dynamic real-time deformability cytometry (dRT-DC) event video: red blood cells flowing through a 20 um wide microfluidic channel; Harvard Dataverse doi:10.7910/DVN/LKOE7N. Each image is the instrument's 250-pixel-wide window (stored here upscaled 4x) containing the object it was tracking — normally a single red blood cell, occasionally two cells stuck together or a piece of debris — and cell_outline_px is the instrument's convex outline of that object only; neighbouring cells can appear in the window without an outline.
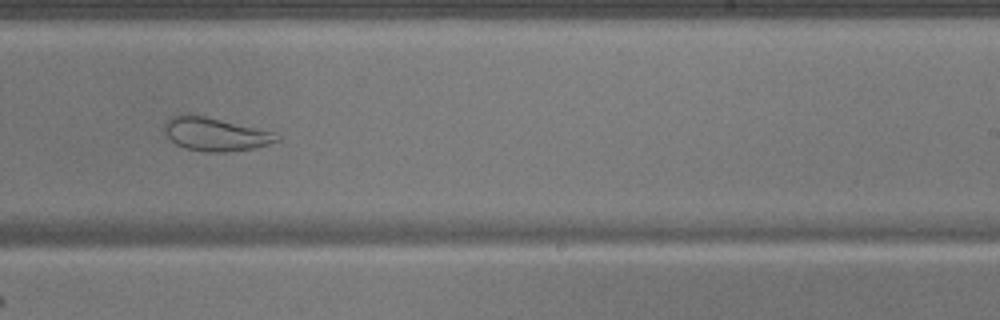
{"species": "common noctule bat (a hibernating species)", "species_latin": "Nyctalus noctula", "temperature_condition": "warm", "stored_images_in_passage": 50, "camera_frame_rate_fps": 3000, "um_per_image_px": 0.085, "animal": {"sex": "male", "body_mass_g": 17.9}, "frame": {"image": 1, "passage_image": 32, "time_ms": 10.333, "image_size_px": [1000, 320], "cell_outline_px": [[280, 140], [256, 148], [228, 152], [204, 152], [184, 148], [176, 144], [164, 136], [164, 120], [180, 112], [184, 112], [204, 116], [256, 128], [272, 132], [280, 136]], "centroid_in_image_um": [18.21, 11.4], "position_along_channel_um": 270.8, "area_um2": 22.2}}
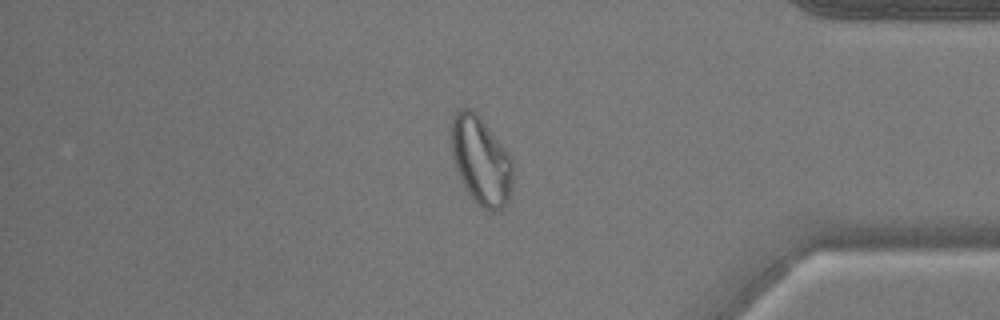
{"frame": {"image": 2, "passage_image": 43, "time_ms": 14.0, "image_size_px": [1000, 320], "cell_outline_px": [[512, 188], [508, 200], [496, 212], [488, 212], [468, 192], [456, 168], [452, 156], [452, 116], [460, 108], [472, 108], [480, 116], [508, 152], [512, 160]], "centroid_in_image_um": [40.89, 13.62], "position_along_channel_um": 394.3, "area_um2": 31.27}}
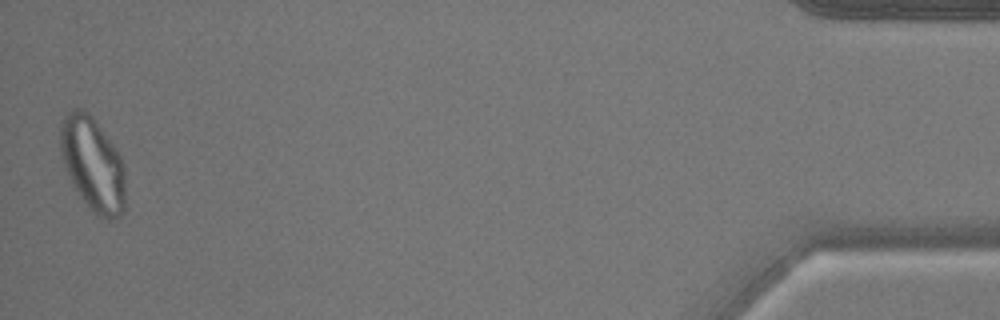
{"frame": {"image": 3, "passage_image": 50, "time_ms": 16.333, "image_size_px": [1000, 320], "cell_outline_px": [[124, 212], [120, 216], [112, 220], [104, 220], [96, 216], [92, 212], [80, 196], [64, 168], [60, 148], [60, 120], [72, 108], [80, 108], [88, 112], [92, 116], [116, 148], [124, 164]], "centroid_in_image_um": [7.87, 13.96], "position_along_channel_um": 427.3, "area_um2": 35.89}}